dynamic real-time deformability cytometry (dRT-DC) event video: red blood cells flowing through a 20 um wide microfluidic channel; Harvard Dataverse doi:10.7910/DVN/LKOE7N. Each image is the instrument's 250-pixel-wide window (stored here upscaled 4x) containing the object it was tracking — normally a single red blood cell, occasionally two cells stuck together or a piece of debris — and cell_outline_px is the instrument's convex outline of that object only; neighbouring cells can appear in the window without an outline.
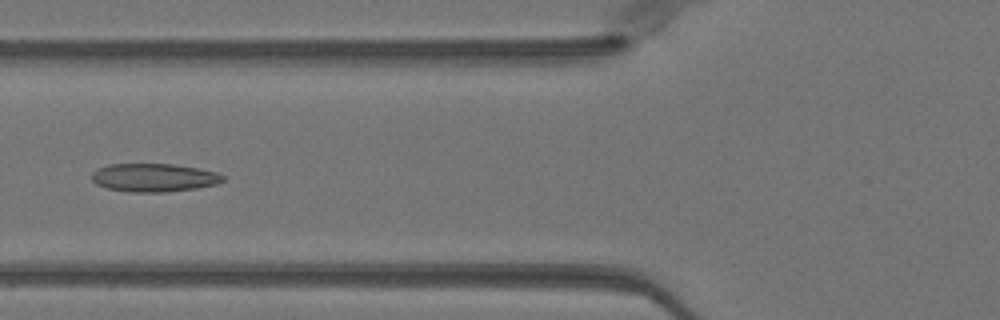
{"species": "Egyptian fruit bat (a non-hibernating species)", "species_latin": "Rousettus aegyptiacus", "temperature_condition": "warm", "stored_images_in_passage": 20, "camera_frame_rate_fps": 3000, "um_per_image_px": 0.085, "animal": {"sex": "female"}, "frame": {"image": 1, "passage_image": 15, "time_ms": 4.667, "image_size_px": [1000, 320], "cell_outline_px": [[224, 180], [216, 184], [196, 188], [164, 192], [132, 192], [108, 188], [96, 184], [92, 180], [92, 172], [108, 164], [172, 164], [200, 168], [216, 172], [224, 176]], "centroid_in_image_um": [13.09, 15.09], "position_along_channel_um": 112.7, "area_um2": 21.5}}